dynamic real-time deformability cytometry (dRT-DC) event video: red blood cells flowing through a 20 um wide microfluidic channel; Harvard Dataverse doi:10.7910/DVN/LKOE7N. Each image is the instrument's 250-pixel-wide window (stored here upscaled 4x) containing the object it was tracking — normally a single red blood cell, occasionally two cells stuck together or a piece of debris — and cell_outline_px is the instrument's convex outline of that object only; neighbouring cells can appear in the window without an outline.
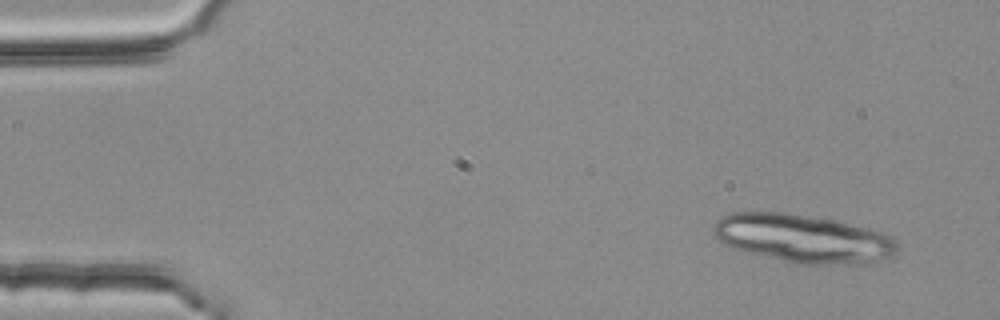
{"species": "common noctule bat (a hibernating species)", "species_latin": "Nyctalus noctula", "temperature_condition": "room temperature", "stored_images_in_passage": 4, "camera_frame_rate_fps": 3000, "um_per_image_px": 0.085, "animal": {"sex": "female", "body_mass_g": 25.1}, "frame": {"image": 1, "passage_image": 1, "time_ms": 0.0, "image_size_px": [1000, 320], "cell_outline_px": [[900, 244], [896, 252], [892, 256], [876, 260], [856, 264], [796, 264], [760, 256], [744, 252], [732, 248], [724, 244], [716, 236], [712, 228], [716, 220], [732, 212], [780, 212], [836, 220], [884, 232], [892, 236]], "centroid_in_image_um": [68.26, 20.28], "position_along_channel_um": 16.7, "area_um2": 51.96}}